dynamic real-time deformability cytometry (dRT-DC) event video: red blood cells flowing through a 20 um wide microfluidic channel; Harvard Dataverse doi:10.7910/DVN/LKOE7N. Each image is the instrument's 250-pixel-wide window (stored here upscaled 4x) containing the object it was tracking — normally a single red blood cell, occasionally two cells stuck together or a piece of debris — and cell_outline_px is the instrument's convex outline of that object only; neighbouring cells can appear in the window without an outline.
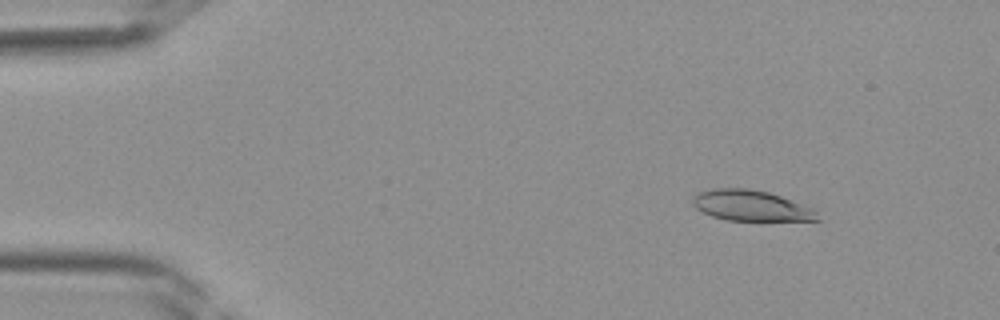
{"species": "Egyptian fruit bat (a non-hibernating species)", "species_latin": "Rousettus aegyptiacus", "temperature_condition": "room temperature", "stored_images_in_passage": 40, "camera_frame_rate_fps": 3000, "um_per_image_px": 0.085, "frame": {"image": 1, "passage_image": 5, "time_ms": 1.333, "image_size_px": [1000, 320], "cell_outline_px": [[820, 220], [724, 220], [712, 216], [696, 208], [692, 204], [692, 196], [700, 192], [712, 188], [748, 188], [768, 192], [780, 196], [812, 208], [816, 212]], "centroid_in_image_um": [63.78, 17.47], "position_along_channel_um": 21.2, "area_um2": 22.08}}
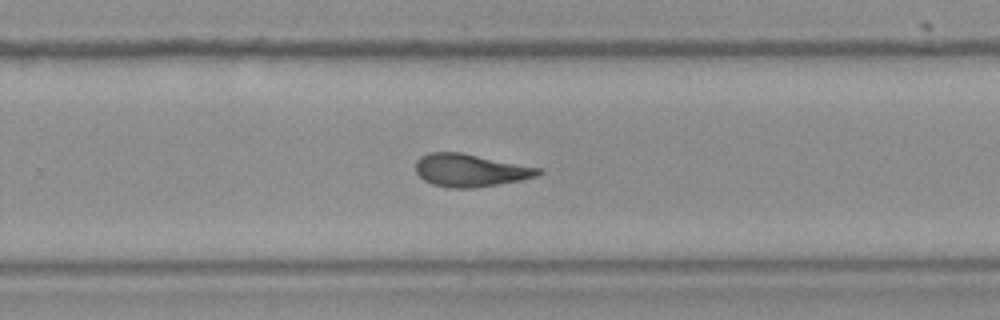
{"frame": {"image": 2, "passage_image": 26, "time_ms": 8.333, "image_size_px": [1000, 320], "cell_outline_px": [[544, 172], [536, 176], [520, 180], [472, 188], [448, 188], [432, 184], [424, 180], [416, 172], [416, 160], [420, 156], [428, 152], [460, 152], [540, 168]], "centroid_in_image_um": [39.93, 14.47], "position_along_channel_um": 289.9, "area_um2": 23.24}}
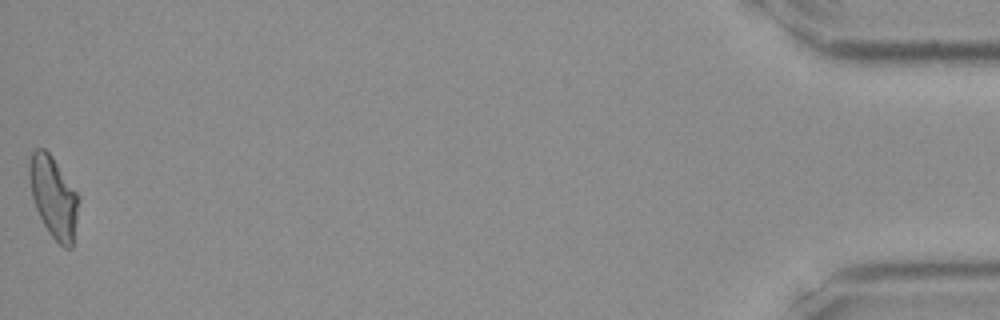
{"frame": {"image": 3, "passage_image": 40, "time_ms": 13.0, "image_size_px": [1000, 320], "cell_outline_px": [[80, 200], [72, 248], [64, 248], [48, 232], [36, 208], [32, 196], [28, 176], [28, 164], [32, 152], [36, 148], [44, 148], [52, 156], [80, 196]], "centroid_in_image_um": [4.56, 16.74], "position_along_channel_um": 430.6, "area_um2": 23.47}}